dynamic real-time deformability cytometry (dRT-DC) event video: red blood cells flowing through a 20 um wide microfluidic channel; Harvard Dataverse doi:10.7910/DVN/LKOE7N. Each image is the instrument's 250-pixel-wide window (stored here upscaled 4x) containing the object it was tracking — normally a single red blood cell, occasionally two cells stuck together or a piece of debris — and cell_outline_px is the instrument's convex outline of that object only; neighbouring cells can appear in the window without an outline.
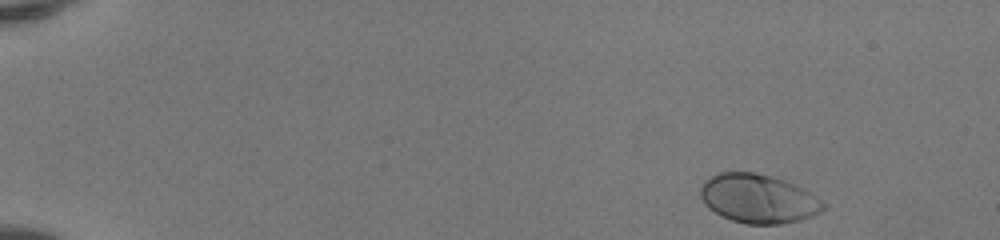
{"species": "human", "species_latin": "Homo sapiens", "temperature_condition": "room temperature", "stored_images_in_passage": 46, "camera_frame_rate_fps": 3000, "um_per_image_px": 0.085, "donor": {"sex": "female"}, "frame": {"image": 1, "passage_image": 1, "time_ms": 0.0, "image_size_px": [1000, 240], "cell_outline_px": [[828, 204], [820, 212], [812, 216], [800, 220], [780, 224], [748, 224], [732, 220], [708, 208], [704, 204], [700, 196], [700, 188], [704, 180], [720, 172], [752, 172], [772, 176], [796, 184], [804, 188], [824, 200]], "centroid_in_image_um": [64.49, 16.88], "position_along_channel_um": 20.5, "area_um2": 35.26}}
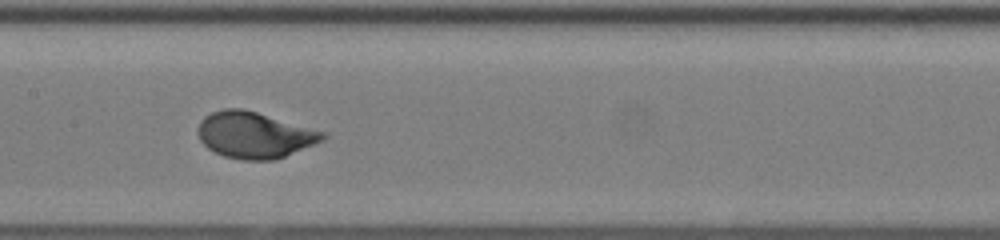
{"frame": {"image": 2, "passage_image": 23, "time_ms": 7.333, "image_size_px": [1000, 240], "cell_outline_px": [[328, 136], [324, 140], [284, 156], [272, 160], [244, 160], [224, 156], [208, 148], [200, 140], [200, 120], [204, 116], [212, 112], [224, 108], [244, 108], [328, 132]], "centroid_in_image_um": [21.68, 11.45], "position_along_channel_um": 185.7, "area_um2": 33.58}}
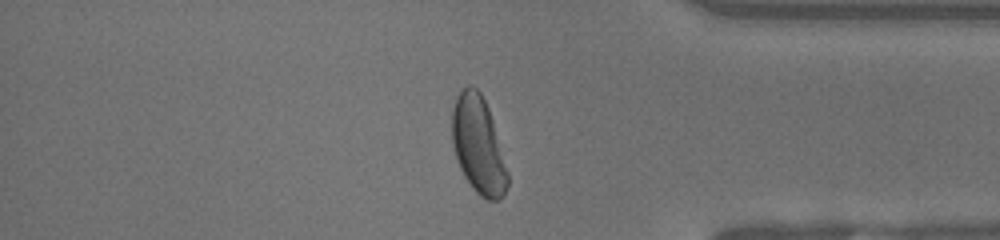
{"frame": {"image": 3, "passage_image": 39, "time_ms": 12.667, "image_size_px": [1000, 240], "cell_outline_px": [[508, 184], [504, 196], [496, 200], [488, 200], [480, 196], [472, 188], [464, 176], [460, 168], [452, 144], [452, 108], [456, 96], [460, 88], [468, 84], [472, 84], [480, 92], [488, 108], [492, 120], [508, 172]], "centroid_in_image_um": [40.63, 12.32], "position_along_channel_um": 394.6, "area_um2": 31.5}, "authors_computed_cell_mechanics": {"area_um2": 33.2928, "velocity_mm_per_s": 4.137, "shape_relaxation_time_tau1_ms": 2.039, "shape_relaxation_time_tau2_ms": null, "deformation_change_tau1": 0.1492, "deformation_change_tau2": null}}